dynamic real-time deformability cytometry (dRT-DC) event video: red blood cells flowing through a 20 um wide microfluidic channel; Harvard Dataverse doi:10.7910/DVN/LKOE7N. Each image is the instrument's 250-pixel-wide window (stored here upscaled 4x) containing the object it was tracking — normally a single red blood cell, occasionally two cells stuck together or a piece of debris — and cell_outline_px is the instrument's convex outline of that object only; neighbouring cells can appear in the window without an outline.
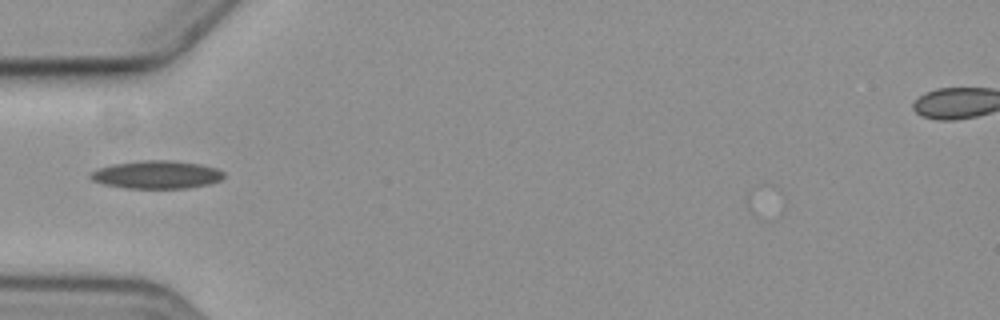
{"species": "common noctule bat (a hibernating species)", "species_latin": "Nyctalus noctula", "temperature_condition": "cold", "stored_images_in_passage": 1, "camera_frame_rate_fps": 3000, "um_per_image_px": 0.085, "animal": {"sex": "female", "body_mass_g": 19.3, "forearm_length_mm": 54.1}, "frame": {"image": 1, "passage_image": 1, "time_ms": 0.0, "image_size_px": [1000, 320], "cell_outline_px": [[224, 176], [220, 180], [208, 184], [184, 188], [128, 188], [104, 184], [92, 180], [88, 176], [92, 172], [100, 168], [112, 164], [140, 160], [172, 160], [200, 164], [216, 168], [224, 172]], "centroid_in_image_um": [13.32, 14.83], "position_along_channel_um": 71.7, "area_um2": 21.62}}